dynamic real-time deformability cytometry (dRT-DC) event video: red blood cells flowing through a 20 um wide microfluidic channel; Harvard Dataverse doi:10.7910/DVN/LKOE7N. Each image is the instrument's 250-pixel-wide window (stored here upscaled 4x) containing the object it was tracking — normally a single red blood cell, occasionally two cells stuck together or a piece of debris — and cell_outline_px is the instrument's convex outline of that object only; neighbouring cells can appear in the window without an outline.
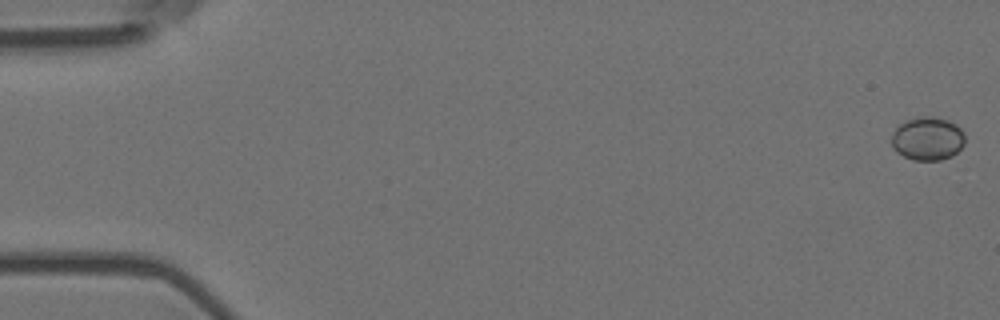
{"species": "Egyptian fruit bat (a non-hibernating species)", "species_latin": "Rousettus aegyptiacus", "temperature_condition": "room temperature", "stored_images_in_passage": 16, "camera_frame_rate_fps": 3000, "um_per_image_px": 0.085, "animal": {"sex": "female"}, "frame": {"image": 1, "passage_image": 1, "time_ms": 0.0, "image_size_px": [1000, 320], "cell_outline_px": [[964, 144], [952, 156], [940, 160], [912, 160], [896, 152], [892, 148], [892, 132], [900, 124], [908, 120], [920, 116], [932, 116], [948, 120], [956, 124], [964, 132]], "centroid_in_image_um": [78.84, 11.78], "position_along_channel_um": 6.2, "area_um2": 18.61}}